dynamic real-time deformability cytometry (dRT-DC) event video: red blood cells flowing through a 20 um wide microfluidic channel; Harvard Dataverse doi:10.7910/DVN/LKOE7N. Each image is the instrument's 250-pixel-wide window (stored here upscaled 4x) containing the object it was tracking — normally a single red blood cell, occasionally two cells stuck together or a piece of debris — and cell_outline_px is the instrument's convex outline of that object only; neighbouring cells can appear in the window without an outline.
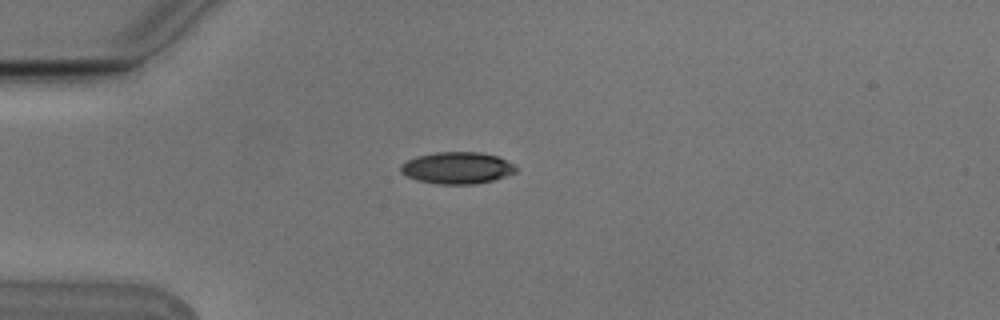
{"species": "Egyptian fruit bat (a non-hibernating species)", "species_latin": "Rousettus aegyptiacus", "temperature_condition": "cold", "stored_images_in_passage": 5, "camera_frame_rate_fps": 3000, "um_per_image_px": 0.085, "animal": {"sex": "male"}, "frame": {"image": 1, "passage_image": 3, "time_ms": 0.667, "image_size_px": [1000, 320], "cell_outline_px": [[516, 172], [492, 180], [472, 184], [440, 184], [416, 180], [400, 172], [400, 164], [416, 156], [436, 152], [480, 152], [496, 156], [516, 164]], "centroid_in_image_um": [38.84, 14.26], "position_along_channel_um": 46.2, "area_um2": 21.27}}